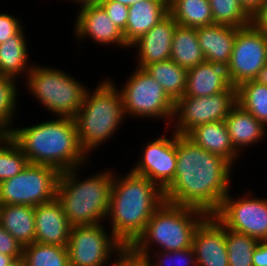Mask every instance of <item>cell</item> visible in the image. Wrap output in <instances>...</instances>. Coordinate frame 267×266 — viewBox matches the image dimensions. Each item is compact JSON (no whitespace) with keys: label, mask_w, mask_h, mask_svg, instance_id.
<instances>
[{"label":"cell","mask_w":267,"mask_h":266,"mask_svg":"<svg viewBox=\"0 0 267 266\" xmlns=\"http://www.w3.org/2000/svg\"><path fill=\"white\" fill-rule=\"evenodd\" d=\"M233 147L239 152L267 137L266 127L236 103L224 120Z\"/></svg>","instance_id":"cell-22"},{"label":"cell","mask_w":267,"mask_h":266,"mask_svg":"<svg viewBox=\"0 0 267 266\" xmlns=\"http://www.w3.org/2000/svg\"><path fill=\"white\" fill-rule=\"evenodd\" d=\"M225 242L229 266H253L252 255L259 240L225 228Z\"/></svg>","instance_id":"cell-31"},{"label":"cell","mask_w":267,"mask_h":266,"mask_svg":"<svg viewBox=\"0 0 267 266\" xmlns=\"http://www.w3.org/2000/svg\"><path fill=\"white\" fill-rule=\"evenodd\" d=\"M122 247L111 231L107 233L102 223L72 226L66 246L70 266H108L109 260L114 259L112 254Z\"/></svg>","instance_id":"cell-11"},{"label":"cell","mask_w":267,"mask_h":266,"mask_svg":"<svg viewBox=\"0 0 267 266\" xmlns=\"http://www.w3.org/2000/svg\"><path fill=\"white\" fill-rule=\"evenodd\" d=\"M119 90L128 115L151 119H164L171 124L175 102L167 95L161 84L143 68H136Z\"/></svg>","instance_id":"cell-8"},{"label":"cell","mask_w":267,"mask_h":266,"mask_svg":"<svg viewBox=\"0 0 267 266\" xmlns=\"http://www.w3.org/2000/svg\"><path fill=\"white\" fill-rule=\"evenodd\" d=\"M267 64V34L253 23L239 28L236 33L231 59L227 65L229 82L235 88L253 80Z\"/></svg>","instance_id":"cell-12"},{"label":"cell","mask_w":267,"mask_h":266,"mask_svg":"<svg viewBox=\"0 0 267 266\" xmlns=\"http://www.w3.org/2000/svg\"><path fill=\"white\" fill-rule=\"evenodd\" d=\"M99 5L105 10L116 26L124 32L127 25L129 7L112 0H103Z\"/></svg>","instance_id":"cell-37"},{"label":"cell","mask_w":267,"mask_h":266,"mask_svg":"<svg viewBox=\"0 0 267 266\" xmlns=\"http://www.w3.org/2000/svg\"><path fill=\"white\" fill-rule=\"evenodd\" d=\"M208 216L204 211L164 201L148 220L142 235L132 247L140 254L151 255L152 245L159 251H177L192 247L193 236Z\"/></svg>","instance_id":"cell-6"},{"label":"cell","mask_w":267,"mask_h":266,"mask_svg":"<svg viewBox=\"0 0 267 266\" xmlns=\"http://www.w3.org/2000/svg\"><path fill=\"white\" fill-rule=\"evenodd\" d=\"M176 154L174 180L164 190L165 201L213 215L229 193L233 165L177 133Z\"/></svg>","instance_id":"cell-1"},{"label":"cell","mask_w":267,"mask_h":266,"mask_svg":"<svg viewBox=\"0 0 267 266\" xmlns=\"http://www.w3.org/2000/svg\"><path fill=\"white\" fill-rule=\"evenodd\" d=\"M168 0H140L129 7L123 37L130 46L168 13Z\"/></svg>","instance_id":"cell-21"},{"label":"cell","mask_w":267,"mask_h":266,"mask_svg":"<svg viewBox=\"0 0 267 266\" xmlns=\"http://www.w3.org/2000/svg\"><path fill=\"white\" fill-rule=\"evenodd\" d=\"M7 266H26L24 257L13 259Z\"/></svg>","instance_id":"cell-45"},{"label":"cell","mask_w":267,"mask_h":266,"mask_svg":"<svg viewBox=\"0 0 267 266\" xmlns=\"http://www.w3.org/2000/svg\"><path fill=\"white\" fill-rule=\"evenodd\" d=\"M0 225L23 246L35 242V207L0 205Z\"/></svg>","instance_id":"cell-24"},{"label":"cell","mask_w":267,"mask_h":266,"mask_svg":"<svg viewBox=\"0 0 267 266\" xmlns=\"http://www.w3.org/2000/svg\"><path fill=\"white\" fill-rule=\"evenodd\" d=\"M157 253L153 257L155 259L157 256V262L154 263L151 259L152 266H197L193 247L177 251H158Z\"/></svg>","instance_id":"cell-35"},{"label":"cell","mask_w":267,"mask_h":266,"mask_svg":"<svg viewBox=\"0 0 267 266\" xmlns=\"http://www.w3.org/2000/svg\"><path fill=\"white\" fill-rule=\"evenodd\" d=\"M0 253L14 259L23 256V245L0 225Z\"/></svg>","instance_id":"cell-38"},{"label":"cell","mask_w":267,"mask_h":266,"mask_svg":"<svg viewBox=\"0 0 267 266\" xmlns=\"http://www.w3.org/2000/svg\"><path fill=\"white\" fill-rule=\"evenodd\" d=\"M113 175L107 213L110 230L123 246H132L142 235L154 211L165 201L164 191L133 171L124 177Z\"/></svg>","instance_id":"cell-2"},{"label":"cell","mask_w":267,"mask_h":266,"mask_svg":"<svg viewBox=\"0 0 267 266\" xmlns=\"http://www.w3.org/2000/svg\"><path fill=\"white\" fill-rule=\"evenodd\" d=\"M186 136L199 147L222 156L233 166L234 162L236 163V158L238 159V154H240L233 147L224 120L198 125L190 130Z\"/></svg>","instance_id":"cell-23"},{"label":"cell","mask_w":267,"mask_h":266,"mask_svg":"<svg viewBox=\"0 0 267 266\" xmlns=\"http://www.w3.org/2000/svg\"><path fill=\"white\" fill-rule=\"evenodd\" d=\"M170 59L187 70L206 61L199 45L196 28L176 26Z\"/></svg>","instance_id":"cell-26"},{"label":"cell","mask_w":267,"mask_h":266,"mask_svg":"<svg viewBox=\"0 0 267 266\" xmlns=\"http://www.w3.org/2000/svg\"><path fill=\"white\" fill-rule=\"evenodd\" d=\"M14 258L0 253V266H7Z\"/></svg>","instance_id":"cell-44"},{"label":"cell","mask_w":267,"mask_h":266,"mask_svg":"<svg viewBox=\"0 0 267 266\" xmlns=\"http://www.w3.org/2000/svg\"><path fill=\"white\" fill-rule=\"evenodd\" d=\"M16 79L0 76V136H9L17 104Z\"/></svg>","instance_id":"cell-34"},{"label":"cell","mask_w":267,"mask_h":266,"mask_svg":"<svg viewBox=\"0 0 267 266\" xmlns=\"http://www.w3.org/2000/svg\"><path fill=\"white\" fill-rule=\"evenodd\" d=\"M78 168L61 172L56 186V198L71 226L96 225L107 218L113 172L93 174L79 180ZM102 219V220H101Z\"/></svg>","instance_id":"cell-4"},{"label":"cell","mask_w":267,"mask_h":266,"mask_svg":"<svg viewBox=\"0 0 267 266\" xmlns=\"http://www.w3.org/2000/svg\"><path fill=\"white\" fill-rule=\"evenodd\" d=\"M266 0H238L245 13L252 19L261 9Z\"/></svg>","instance_id":"cell-41"},{"label":"cell","mask_w":267,"mask_h":266,"mask_svg":"<svg viewBox=\"0 0 267 266\" xmlns=\"http://www.w3.org/2000/svg\"><path fill=\"white\" fill-rule=\"evenodd\" d=\"M30 127L14 128L9 136L30 164H40L64 172L87 163L74 118L56 117Z\"/></svg>","instance_id":"cell-3"},{"label":"cell","mask_w":267,"mask_h":266,"mask_svg":"<svg viewBox=\"0 0 267 266\" xmlns=\"http://www.w3.org/2000/svg\"><path fill=\"white\" fill-rule=\"evenodd\" d=\"M71 1V0H70ZM75 3H79V5H86V4H99L103 0H72Z\"/></svg>","instance_id":"cell-46"},{"label":"cell","mask_w":267,"mask_h":266,"mask_svg":"<svg viewBox=\"0 0 267 266\" xmlns=\"http://www.w3.org/2000/svg\"><path fill=\"white\" fill-rule=\"evenodd\" d=\"M35 242L67 246L71 225L60 201L53 200L35 206Z\"/></svg>","instance_id":"cell-18"},{"label":"cell","mask_w":267,"mask_h":266,"mask_svg":"<svg viewBox=\"0 0 267 266\" xmlns=\"http://www.w3.org/2000/svg\"><path fill=\"white\" fill-rule=\"evenodd\" d=\"M252 23L267 34V0L262 5L260 11L252 18Z\"/></svg>","instance_id":"cell-42"},{"label":"cell","mask_w":267,"mask_h":266,"mask_svg":"<svg viewBox=\"0 0 267 266\" xmlns=\"http://www.w3.org/2000/svg\"><path fill=\"white\" fill-rule=\"evenodd\" d=\"M253 266H267V240L259 241L252 255Z\"/></svg>","instance_id":"cell-40"},{"label":"cell","mask_w":267,"mask_h":266,"mask_svg":"<svg viewBox=\"0 0 267 266\" xmlns=\"http://www.w3.org/2000/svg\"><path fill=\"white\" fill-rule=\"evenodd\" d=\"M112 1H117V2H119V3H121V4L125 5V6L130 7L132 4H134V3H136V2H138L140 0H112Z\"/></svg>","instance_id":"cell-47"},{"label":"cell","mask_w":267,"mask_h":266,"mask_svg":"<svg viewBox=\"0 0 267 266\" xmlns=\"http://www.w3.org/2000/svg\"><path fill=\"white\" fill-rule=\"evenodd\" d=\"M116 255L109 266H152L151 256L138 253L132 246H123Z\"/></svg>","instance_id":"cell-36"},{"label":"cell","mask_w":267,"mask_h":266,"mask_svg":"<svg viewBox=\"0 0 267 266\" xmlns=\"http://www.w3.org/2000/svg\"><path fill=\"white\" fill-rule=\"evenodd\" d=\"M214 24L242 28L252 23L238 0H209Z\"/></svg>","instance_id":"cell-33"},{"label":"cell","mask_w":267,"mask_h":266,"mask_svg":"<svg viewBox=\"0 0 267 266\" xmlns=\"http://www.w3.org/2000/svg\"><path fill=\"white\" fill-rule=\"evenodd\" d=\"M26 87L57 117L74 118L83 105L86 86L61 69L33 65Z\"/></svg>","instance_id":"cell-7"},{"label":"cell","mask_w":267,"mask_h":266,"mask_svg":"<svg viewBox=\"0 0 267 266\" xmlns=\"http://www.w3.org/2000/svg\"><path fill=\"white\" fill-rule=\"evenodd\" d=\"M236 101L265 127L267 126V85L247 81L236 87Z\"/></svg>","instance_id":"cell-29"},{"label":"cell","mask_w":267,"mask_h":266,"mask_svg":"<svg viewBox=\"0 0 267 266\" xmlns=\"http://www.w3.org/2000/svg\"><path fill=\"white\" fill-rule=\"evenodd\" d=\"M230 86L226 67L205 61L188 69L184 96H211Z\"/></svg>","instance_id":"cell-20"},{"label":"cell","mask_w":267,"mask_h":266,"mask_svg":"<svg viewBox=\"0 0 267 266\" xmlns=\"http://www.w3.org/2000/svg\"><path fill=\"white\" fill-rule=\"evenodd\" d=\"M192 247L197 266H229L225 227L213 215L197 227Z\"/></svg>","instance_id":"cell-16"},{"label":"cell","mask_w":267,"mask_h":266,"mask_svg":"<svg viewBox=\"0 0 267 266\" xmlns=\"http://www.w3.org/2000/svg\"><path fill=\"white\" fill-rule=\"evenodd\" d=\"M26 266H70L67 248L34 242L23 246Z\"/></svg>","instance_id":"cell-30"},{"label":"cell","mask_w":267,"mask_h":266,"mask_svg":"<svg viewBox=\"0 0 267 266\" xmlns=\"http://www.w3.org/2000/svg\"><path fill=\"white\" fill-rule=\"evenodd\" d=\"M256 83L267 85V64L264 65L256 74L253 79Z\"/></svg>","instance_id":"cell-43"},{"label":"cell","mask_w":267,"mask_h":266,"mask_svg":"<svg viewBox=\"0 0 267 266\" xmlns=\"http://www.w3.org/2000/svg\"><path fill=\"white\" fill-rule=\"evenodd\" d=\"M163 87L167 95L176 102L184 96L187 81V69L171 59L147 65L144 68Z\"/></svg>","instance_id":"cell-28"},{"label":"cell","mask_w":267,"mask_h":266,"mask_svg":"<svg viewBox=\"0 0 267 266\" xmlns=\"http://www.w3.org/2000/svg\"><path fill=\"white\" fill-rule=\"evenodd\" d=\"M233 199L228 193L213 216L225 227L259 241L267 240V198L251 196ZM254 197V198H253Z\"/></svg>","instance_id":"cell-13"},{"label":"cell","mask_w":267,"mask_h":266,"mask_svg":"<svg viewBox=\"0 0 267 266\" xmlns=\"http://www.w3.org/2000/svg\"><path fill=\"white\" fill-rule=\"evenodd\" d=\"M168 9L180 26L198 28L214 24L209 0H169Z\"/></svg>","instance_id":"cell-27"},{"label":"cell","mask_w":267,"mask_h":266,"mask_svg":"<svg viewBox=\"0 0 267 266\" xmlns=\"http://www.w3.org/2000/svg\"><path fill=\"white\" fill-rule=\"evenodd\" d=\"M144 145L139 157L141 159L131 171L148 178L164 191L174 180L177 163L176 133L173 132L171 138L164 134Z\"/></svg>","instance_id":"cell-14"},{"label":"cell","mask_w":267,"mask_h":266,"mask_svg":"<svg viewBox=\"0 0 267 266\" xmlns=\"http://www.w3.org/2000/svg\"><path fill=\"white\" fill-rule=\"evenodd\" d=\"M22 29L21 22L13 15L0 13V44L16 35Z\"/></svg>","instance_id":"cell-39"},{"label":"cell","mask_w":267,"mask_h":266,"mask_svg":"<svg viewBox=\"0 0 267 266\" xmlns=\"http://www.w3.org/2000/svg\"><path fill=\"white\" fill-rule=\"evenodd\" d=\"M74 26V34L79 40L90 37L95 43L101 45H119L129 48L123 32L116 26L112 19L99 4H86L79 6Z\"/></svg>","instance_id":"cell-15"},{"label":"cell","mask_w":267,"mask_h":266,"mask_svg":"<svg viewBox=\"0 0 267 266\" xmlns=\"http://www.w3.org/2000/svg\"><path fill=\"white\" fill-rule=\"evenodd\" d=\"M109 79L96 89H88L83 105L74 117L77 137L82 150L88 154L106 140L109 141L126 117L121 94Z\"/></svg>","instance_id":"cell-5"},{"label":"cell","mask_w":267,"mask_h":266,"mask_svg":"<svg viewBox=\"0 0 267 266\" xmlns=\"http://www.w3.org/2000/svg\"><path fill=\"white\" fill-rule=\"evenodd\" d=\"M178 24L168 13L148 32L134 41L130 48H137L138 68H145L147 65L166 61L171 58L173 33Z\"/></svg>","instance_id":"cell-17"},{"label":"cell","mask_w":267,"mask_h":266,"mask_svg":"<svg viewBox=\"0 0 267 266\" xmlns=\"http://www.w3.org/2000/svg\"><path fill=\"white\" fill-rule=\"evenodd\" d=\"M196 30L199 45L206 62L227 67L231 59L236 33L239 28L213 24L198 27Z\"/></svg>","instance_id":"cell-19"},{"label":"cell","mask_w":267,"mask_h":266,"mask_svg":"<svg viewBox=\"0 0 267 266\" xmlns=\"http://www.w3.org/2000/svg\"><path fill=\"white\" fill-rule=\"evenodd\" d=\"M29 162L10 136H0V183L20 173Z\"/></svg>","instance_id":"cell-32"},{"label":"cell","mask_w":267,"mask_h":266,"mask_svg":"<svg viewBox=\"0 0 267 266\" xmlns=\"http://www.w3.org/2000/svg\"><path fill=\"white\" fill-rule=\"evenodd\" d=\"M236 103V88L232 85L211 96H183L175 102L173 131L186 135L198 125L223 121Z\"/></svg>","instance_id":"cell-10"},{"label":"cell","mask_w":267,"mask_h":266,"mask_svg":"<svg viewBox=\"0 0 267 266\" xmlns=\"http://www.w3.org/2000/svg\"><path fill=\"white\" fill-rule=\"evenodd\" d=\"M22 28L16 35L0 44V76L16 78V76H27L32 70V63H28L27 40ZM25 72V74H24Z\"/></svg>","instance_id":"cell-25"},{"label":"cell","mask_w":267,"mask_h":266,"mask_svg":"<svg viewBox=\"0 0 267 266\" xmlns=\"http://www.w3.org/2000/svg\"><path fill=\"white\" fill-rule=\"evenodd\" d=\"M59 175L53 167L29 163L20 173L0 183V205L35 207L53 200Z\"/></svg>","instance_id":"cell-9"}]
</instances>
